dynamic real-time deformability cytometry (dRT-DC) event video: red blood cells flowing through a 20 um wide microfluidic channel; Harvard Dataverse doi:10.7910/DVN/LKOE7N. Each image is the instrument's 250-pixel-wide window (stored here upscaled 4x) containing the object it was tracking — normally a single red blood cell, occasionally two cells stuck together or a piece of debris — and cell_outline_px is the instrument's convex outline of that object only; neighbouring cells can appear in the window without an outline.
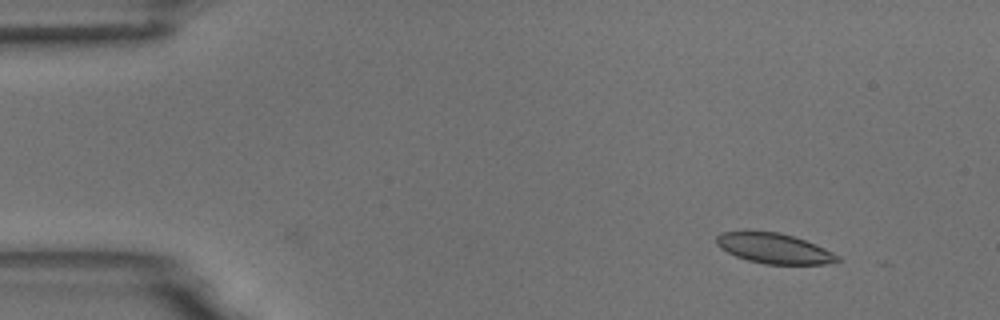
{"species": "common noctule bat (a hibernating species)", "species_latin": "Nyctalus noctula", "temperature_condition": "room temperature", "stored_images_in_passage": 3, "camera_frame_rate_fps": 3000, "um_per_image_px": 0.085, "animal": {"sex": "male", "body_mass_g": 18.8}, "frame": {"image": 1, "passage_image": 3, "time_ms": 0.667, "image_size_px": [1000, 320], "cell_outline_px": [[844, 260], [824, 264], [764, 264], [748, 260], [736, 256], [720, 248], [716, 244], [716, 236], [720, 232], [780, 232], [816, 244], [840, 256]], "centroid_in_image_um": [65.82, 21.12], "position_along_channel_um": 19.2, "area_um2": 21.15}}